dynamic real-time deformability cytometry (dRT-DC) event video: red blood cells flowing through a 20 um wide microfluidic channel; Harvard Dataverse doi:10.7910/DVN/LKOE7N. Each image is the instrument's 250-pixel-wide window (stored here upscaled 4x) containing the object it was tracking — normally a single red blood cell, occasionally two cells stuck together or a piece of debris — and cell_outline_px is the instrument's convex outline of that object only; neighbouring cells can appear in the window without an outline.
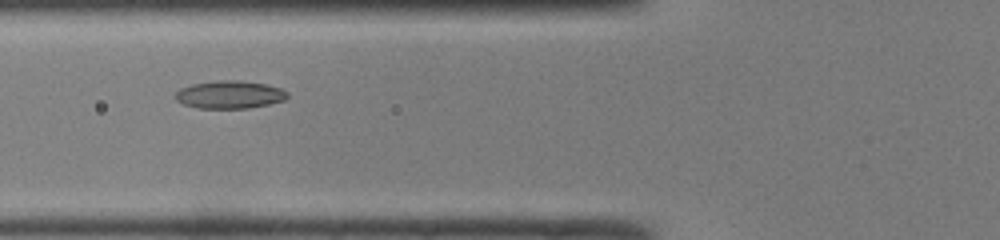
{"species": "common noctule bat (a hibernating species)", "species_latin": "Nyctalus noctula", "temperature_condition": "room temperature", "stored_images_in_passage": 40, "camera_frame_rate_fps": 3000, "um_per_image_px": 0.085, "animal": {"sex": "male", "body_mass_g": 19.0, "forearm_length_mm": 50.8}, "frame": {"image": 1, "passage_image": 10, "time_ms": 3.0, "image_size_px": [1000, 240], "cell_outline_px": [[288, 96], [284, 100], [268, 104], [248, 108], [200, 108], [184, 104], [176, 100], [176, 92], [180, 88], [192, 84], [216, 80], [240, 80], [264, 84], [280, 88], [288, 92]], "centroid_in_image_um": [19.52, 8.03], "position_along_channel_um": 106.3, "area_um2": 18.03}}
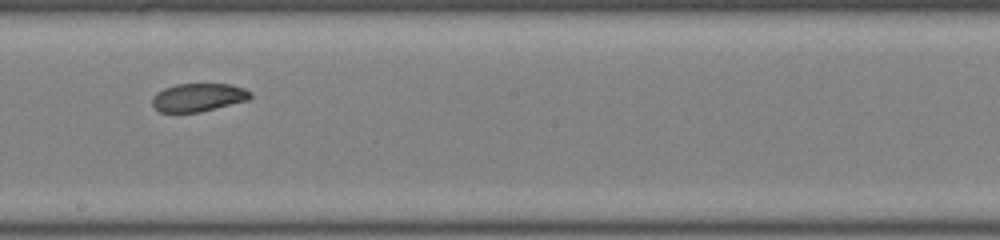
{"frame": {"image": 2, "passage_image": 19, "time_ms": 6.0, "image_size_px": [1000, 240], "cell_outline_px": [[252, 96], [248, 100], [200, 112], [160, 112], [152, 104], [152, 96], [156, 92], [164, 88], [176, 84], [232, 84], [244, 88], [252, 92]], "centroid_in_image_um": [16.86, 8.27], "position_along_channel_um": 231.3, "area_um2": 16.18}}
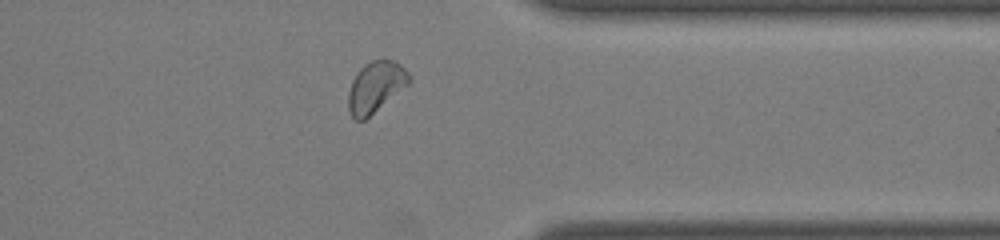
{"frame": {"image": 3, "passage_image": 30, "time_ms": 9.667, "image_size_px": [1000, 240], "cell_outline_px": [[412, 80], [408, 84], [364, 120], [356, 120], [352, 116], [348, 108], [348, 92], [352, 80], [356, 72], [364, 64], [372, 60], [392, 60], [400, 64], [412, 76]], "centroid_in_image_um": [31.92, 7.36], "position_along_channel_um": 379.5, "area_um2": 17.86}}